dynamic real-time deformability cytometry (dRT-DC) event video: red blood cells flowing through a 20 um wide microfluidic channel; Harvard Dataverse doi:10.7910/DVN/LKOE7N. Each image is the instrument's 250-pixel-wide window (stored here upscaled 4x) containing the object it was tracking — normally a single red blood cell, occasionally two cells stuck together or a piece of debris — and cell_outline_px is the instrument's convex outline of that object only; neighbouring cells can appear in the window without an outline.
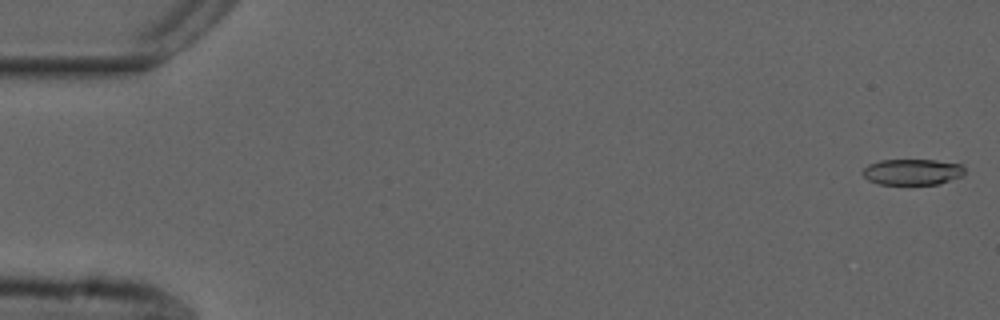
{"species": "common noctule bat (a hibernating species)", "species_latin": "Nyctalus noctula", "temperature_condition": "cold", "stored_images_in_passage": 11, "camera_frame_rate_fps": 3000, "um_per_image_px": 0.085, "animal": {"sex": "male", "forearm_length_mm": 52.5}, "frame": {"image": 1, "passage_image": 1, "time_ms": 0.0, "image_size_px": [1000, 320], "cell_outline_px": [[964, 172], [960, 176], [940, 184], [880, 184], [868, 180], [860, 172], [868, 164], [880, 160], [936, 160], [960, 164], [964, 168]], "centroid_in_image_um": [77.51, 14.61], "position_along_channel_um": 7.5, "area_um2": 15.37}}